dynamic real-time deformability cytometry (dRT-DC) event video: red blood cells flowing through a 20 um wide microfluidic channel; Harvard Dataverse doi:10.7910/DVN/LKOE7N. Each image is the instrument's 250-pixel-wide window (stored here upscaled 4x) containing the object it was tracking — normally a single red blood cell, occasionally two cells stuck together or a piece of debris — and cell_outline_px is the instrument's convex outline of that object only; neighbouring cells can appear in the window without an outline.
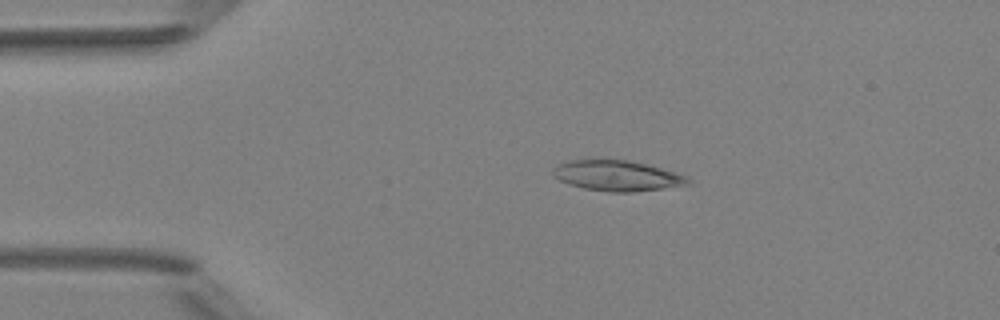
{"species": "Egyptian fruit bat (a non-hibernating species)", "species_latin": "Rousettus aegyptiacus", "temperature_condition": "room temperature", "stored_images_in_passage": 2, "camera_frame_rate_fps": 3000, "um_per_image_px": 0.085, "animal": {"sex": "female"}, "frame": {"image": 1, "passage_image": 1, "time_ms": 0.0, "image_size_px": [1000, 320], "cell_outline_px": [[692, 184], [664, 188], [632, 192], [612, 192], [584, 188], [568, 184], [552, 176], [552, 168], [568, 160], [628, 160], [660, 168], [688, 176], [692, 180]], "centroid_in_image_um": [52.46, 14.94], "position_along_channel_um": 32.5, "area_um2": 23.87}}
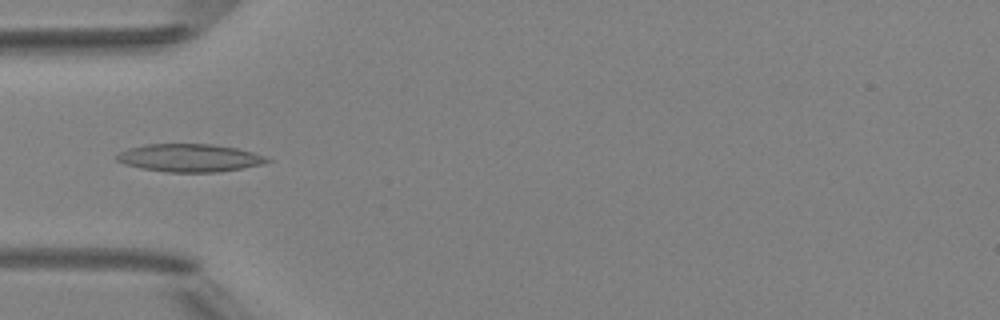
{"frame": {"image": 2, "passage_image": 2, "time_ms": 2.0, "image_size_px": [1000, 320], "cell_outline_px": [[272, 160], [260, 164], [240, 168], [216, 172], [168, 172], [140, 168], [124, 164], [116, 160], [116, 156], [120, 152], [128, 148], [144, 144], [212, 144], [236, 148], [252, 152], [264, 156]], "centroid_in_image_um": [16.06, 13.41], "position_along_channel_um": 68.9, "area_um2": 24.22}}